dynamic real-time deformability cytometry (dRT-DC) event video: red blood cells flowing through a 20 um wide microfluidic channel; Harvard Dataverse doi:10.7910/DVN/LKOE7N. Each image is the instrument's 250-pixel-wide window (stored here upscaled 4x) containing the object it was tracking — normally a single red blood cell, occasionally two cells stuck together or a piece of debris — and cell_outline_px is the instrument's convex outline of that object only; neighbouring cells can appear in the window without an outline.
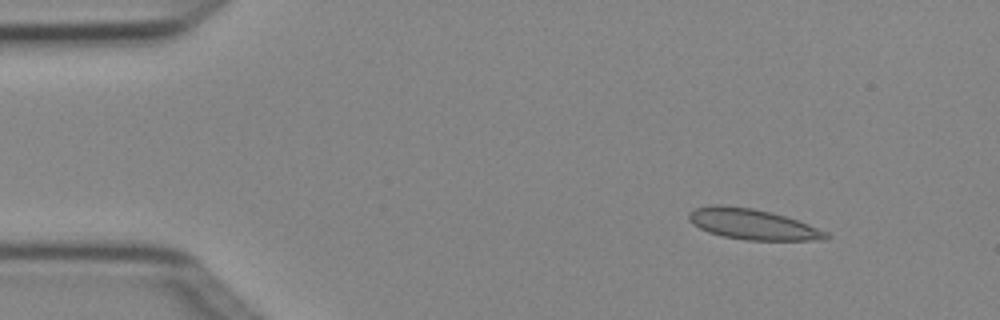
{"species": "Egyptian fruit bat (a non-hibernating species)", "species_latin": "Rousettus aegyptiacus", "temperature_condition": "cold", "stored_images_in_passage": 4, "camera_frame_rate_fps": 3000, "um_per_image_px": 0.085, "animal": {"sex": "female"}, "frame": {"image": 1, "passage_image": 1, "time_ms": 0.0, "image_size_px": [1000, 320], "cell_outline_px": [[832, 236], [828, 240], [744, 240], [720, 236], [708, 232], [692, 224], [688, 220], [688, 212], [696, 208], [712, 204], [720, 204], [752, 208], [772, 212], [808, 224], [828, 232]], "centroid_in_image_um": [63.96, 19.06], "position_along_channel_um": 21.0, "area_um2": 24.74}}
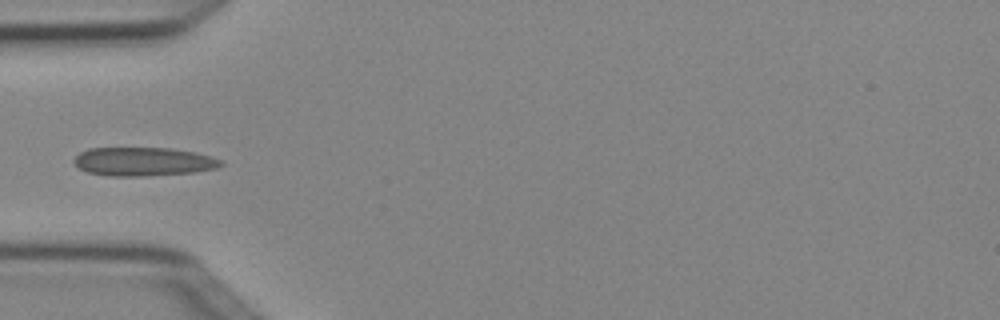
{"frame": {"image": 2, "passage_image": 4, "time_ms": 1.0, "image_size_px": [1000, 320], "cell_outline_px": [[224, 164], [216, 168], [196, 172], [144, 176], [108, 176], [88, 172], [76, 168], [72, 160], [80, 152], [88, 148], [172, 148], [212, 156], [220, 160]], "centroid_in_image_um": [12.14, 13.74], "position_along_channel_um": 72.9, "area_um2": 24.68}}